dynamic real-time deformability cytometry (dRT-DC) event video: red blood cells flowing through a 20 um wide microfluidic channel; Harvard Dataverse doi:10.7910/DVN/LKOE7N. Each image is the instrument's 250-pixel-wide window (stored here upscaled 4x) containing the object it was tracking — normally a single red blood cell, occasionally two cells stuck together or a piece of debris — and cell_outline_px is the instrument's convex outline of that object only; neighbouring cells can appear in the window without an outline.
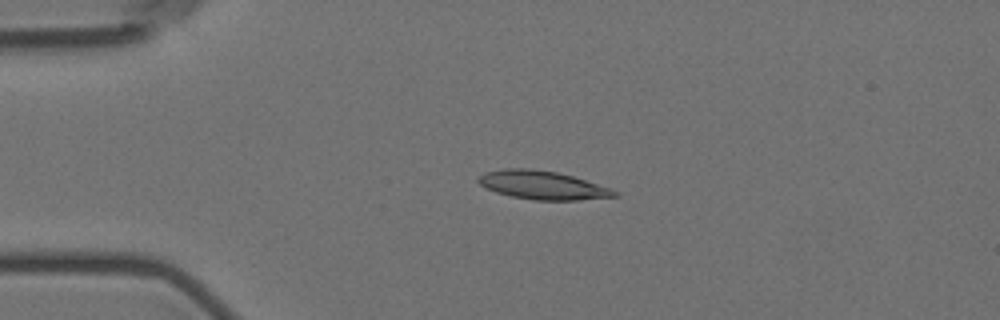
{"species": "Egyptian fruit bat (a non-hibernating species)", "species_latin": "Rousettus aegyptiacus", "temperature_condition": "room temperature", "stored_images_in_passage": 5, "camera_frame_rate_fps": 3000, "um_per_image_px": 0.085, "animal": {"sex": "female"}, "frame": {"image": 1, "passage_image": 4, "time_ms": 3.333, "image_size_px": [1000, 320], "cell_outline_px": [[620, 196], [576, 200], [532, 200], [512, 196], [496, 192], [480, 184], [476, 180], [480, 176], [488, 172], [504, 168], [528, 168], [556, 172], [572, 176], [612, 188], [620, 192]], "centroid_in_image_um": [46.17, 15.74], "position_along_channel_um": 38.8, "area_um2": 22.48}}